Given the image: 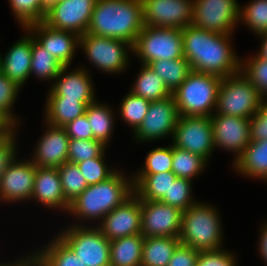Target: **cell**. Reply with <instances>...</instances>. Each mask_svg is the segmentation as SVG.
<instances>
[{"label":"cell","mask_w":267,"mask_h":266,"mask_svg":"<svg viewBox=\"0 0 267 266\" xmlns=\"http://www.w3.org/2000/svg\"><path fill=\"white\" fill-rule=\"evenodd\" d=\"M62 65L48 53L32 35V58L30 74L34 73L41 79L54 80L62 69Z\"/></svg>","instance_id":"cell-33"},{"label":"cell","mask_w":267,"mask_h":266,"mask_svg":"<svg viewBox=\"0 0 267 266\" xmlns=\"http://www.w3.org/2000/svg\"><path fill=\"white\" fill-rule=\"evenodd\" d=\"M206 160L187 150L173 146L172 172L177 178H187L191 180L201 173L206 166Z\"/></svg>","instance_id":"cell-34"},{"label":"cell","mask_w":267,"mask_h":266,"mask_svg":"<svg viewBox=\"0 0 267 266\" xmlns=\"http://www.w3.org/2000/svg\"><path fill=\"white\" fill-rule=\"evenodd\" d=\"M126 179L125 175L116 171L107 180L89 185L71 202L68 212L80 219H103L134 194L133 180Z\"/></svg>","instance_id":"cell-3"},{"label":"cell","mask_w":267,"mask_h":266,"mask_svg":"<svg viewBox=\"0 0 267 266\" xmlns=\"http://www.w3.org/2000/svg\"><path fill=\"white\" fill-rule=\"evenodd\" d=\"M214 146L236 153L234 163L250 143V121L247 118L214 114L211 115Z\"/></svg>","instance_id":"cell-16"},{"label":"cell","mask_w":267,"mask_h":266,"mask_svg":"<svg viewBox=\"0 0 267 266\" xmlns=\"http://www.w3.org/2000/svg\"><path fill=\"white\" fill-rule=\"evenodd\" d=\"M97 0H57L48 4L44 23L53 29L86 34Z\"/></svg>","instance_id":"cell-11"},{"label":"cell","mask_w":267,"mask_h":266,"mask_svg":"<svg viewBox=\"0 0 267 266\" xmlns=\"http://www.w3.org/2000/svg\"><path fill=\"white\" fill-rule=\"evenodd\" d=\"M234 256L226 250L200 252L195 266H236Z\"/></svg>","instance_id":"cell-47"},{"label":"cell","mask_w":267,"mask_h":266,"mask_svg":"<svg viewBox=\"0 0 267 266\" xmlns=\"http://www.w3.org/2000/svg\"><path fill=\"white\" fill-rule=\"evenodd\" d=\"M180 243L178 237H145L141 266H167Z\"/></svg>","instance_id":"cell-28"},{"label":"cell","mask_w":267,"mask_h":266,"mask_svg":"<svg viewBox=\"0 0 267 266\" xmlns=\"http://www.w3.org/2000/svg\"><path fill=\"white\" fill-rule=\"evenodd\" d=\"M97 226L109 240L141 234L140 199L133 194L124 203L114 208Z\"/></svg>","instance_id":"cell-17"},{"label":"cell","mask_w":267,"mask_h":266,"mask_svg":"<svg viewBox=\"0 0 267 266\" xmlns=\"http://www.w3.org/2000/svg\"><path fill=\"white\" fill-rule=\"evenodd\" d=\"M70 139L89 140L93 139V132L86 113L68 122L64 127Z\"/></svg>","instance_id":"cell-48"},{"label":"cell","mask_w":267,"mask_h":266,"mask_svg":"<svg viewBox=\"0 0 267 266\" xmlns=\"http://www.w3.org/2000/svg\"><path fill=\"white\" fill-rule=\"evenodd\" d=\"M11 9L22 27L44 21L48 0H9Z\"/></svg>","instance_id":"cell-36"},{"label":"cell","mask_w":267,"mask_h":266,"mask_svg":"<svg viewBox=\"0 0 267 266\" xmlns=\"http://www.w3.org/2000/svg\"><path fill=\"white\" fill-rule=\"evenodd\" d=\"M48 130L40 138L31 160L35 166L58 168L68 162L69 137L63 127L48 124Z\"/></svg>","instance_id":"cell-21"},{"label":"cell","mask_w":267,"mask_h":266,"mask_svg":"<svg viewBox=\"0 0 267 266\" xmlns=\"http://www.w3.org/2000/svg\"><path fill=\"white\" fill-rule=\"evenodd\" d=\"M58 236L86 266H110V241L98 227L76 224Z\"/></svg>","instance_id":"cell-8"},{"label":"cell","mask_w":267,"mask_h":266,"mask_svg":"<svg viewBox=\"0 0 267 266\" xmlns=\"http://www.w3.org/2000/svg\"><path fill=\"white\" fill-rule=\"evenodd\" d=\"M68 68L69 66L62 67L54 79L56 82L51 87L47 99H71L82 101L87 106L96 102L92 79L86 70L79 68L66 74Z\"/></svg>","instance_id":"cell-20"},{"label":"cell","mask_w":267,"mask_h":266,"mask_svg":"<svg viewBox=\"0 0 267 266\" xmlns=\"http://www.w3.org/2000/svg\"><path fill=\"white\" fill-rule=\"evenodd\" d=\"M173 146L203 157L207 162L214 146L210 117L179 116Z\"/></svg>","instance_id":"cell-12"},{"label":"cell","mask_w":267,"mask_h":266,"mask_svg":"<svg viewBox=\"0 0 267 266\" xmlns=\"http://www.w3.org/2000/svg\"><path fill=\"white\" fill-rule=\"evenodd\" d=\"M2 74V57L0 55V75Z\"/></svg>","instance_id":"cell-54"},{"label":"cell","mask_w":267,"mask_h":266,"mask_svg":"<svg viewBox=\"0 0 267 266\" xmlns=\"http://www.w3.org/2000/svg\"><path fill=\"white\" fill-rule=\"evenodd\" d=\"M54 1H57V0H48V3H50V2H54Z\"/></svg>","instance_id":"cell-55"},{"label":"cell","mask_w":267,"mask_h":266,"mask_svg":"<svg viewBox=\"0 0 267 266\" xmlns=\"http://www.w3.org/2000/svg\"><path fill=\"white\" fill-rule=\"evenodd\" d=\"M0 266H30V256H27L25 259L22 258V261L20 259V261L18 260V262L12 263L11 265L3 263L2 265L0 264Z\"/></svg>","instance_id":"cell-52"},{"label":"cell","mask_w":267,"mask_h":266,"mask_svg":"<svg viewBox=\"0 0 267 266\" xmlns=\"http://www.w3.org/2000/svg\"><path fill=\"white\" fill-rule=\"evenodd\" d=\"M20 87L9 80L5 75H0V117L11 127H17V118L12 115L14 100L18 95Z\"/></svg>","instance_id":"cell-41"},{"label":"cell","mask_w":267,"mask_h":266,"mask_svg":"<svg viewBox=\"0 0 267 266\" xmlns=\"http://www.w3.org/2000/svg\"><path fill=\"white\" fill-rule=\"evenodd\" d=\"M144 26L183 29L192 25L193 0H142Z\"/></svg>","instance_id":"cell-13"},{"label":"cell","mask_w":267,"mask_h":266,"mask_svg":"<svg viewBox=\"0 0 267 266\" xmlns=\"http://www.w3.org/2000/svg\"><path fill=\"white\" fill-rule=\"evenodd\" d=\"M162 79L168 90L173 93L191 72L189 62L183 57L172 60H156L148 64Z\"/></svg>","instance_id":"cell-30"},{"label":"cell","mask_w":267,"mask_h":266,"mask_svg":"<svg viewBox=\"0 0 267 266\" xmlns=\"http://www.w3.org/2000/svg\"><path fill=\"white\" fill-rule=\"evenodd\" d=\"M230 36L193 25L183 28V56L189 62L191 71L220 78L241 72V59L239 60L229 45Z\"/></svg>","instance_id":"cell-1"},{"label":"cell","mask_w":267,"mask_h":266,"mask_svg":"<svg viewBox=\"0 0 267 266\" xmlns=\"http://www.w3.org/2000/svg\"><path fill=\"white\" fill-rule=\"evenodd\" d=\"M30 257V266H86L59 237Z\"/></svg>","instance_id":"cell-26"},{"label":"cell","mask_w":267,"mask_h":266,"mask_svg":"<svg viewBox=\"0 0 267 266\" xmlns=\"http://www.w3.org/2000/svg\"><path fill=\"white\" fill-rule=\"evenodd\" d=\"M173 145L151 150L145 160V166L138 174H155L172 171Z\"/></svg>","instance_id":"cell-42"},{"label":"cell","mask_w":267,"mask_h":266,"mask_svg":"<svg viewBox=\"0 0 267 266\" xmlns=\"http://www.w3.org/2000/svg\"><path fill=\"white\" fill-rule=\"evenodd\" d=\"M57 169L64 198L71 204L88 187V184L76 163L65 162Z\"/></svg>","instance_id":"cell-35"},{"label":"cell","mask_w":267,"mask_h":266,"mask_svg":"<svg viewBox=\"0 0 267 266\" xmlns=\"http://www.w3.org/2000/svg\"><path fill=\"white\" fill-rule=\"evenodd\" d=\"M216 208L195 203L182 212L179 240L200 252L221 250L222 228Z\"/></svg>","instance_id":"cell-4"},{"label":"cell","mask_w":267,"mask_h":266,"mask_svg":"<svg viewBox=\"0 0 267 266\" xmlns=\"http://www.w3.org/2000/svg\"><path fill=\"white\" fill-rule=\"evenodd\" d=\"M233 166L243 175L267 181V140L250 141Z\"/></svg>","instance_id":"cell-25"},{"label":"cell","mask_w":267,"mask_h":266,"mask_svg":"<svg viewBox=\"0 0 267 266\" xmlns=\"http://www.w3.org/2000/svg\"><path fill=\"white\" fill-rule=\"evenodd\" d=\"M132 87L130 92L150 102L162 100L172 95L157 73L145 64H143Z\"/></svg>","instance_id":"cell-31"},{"label":"cell","mask_w":267,"mask_h":266,"mask_svg":"<svg viewBox=\"0 0 267 266\" xmlns=\"http://www.w3.org/2000/svg\"><path fill=\"white\" fill-rule=\"evenodd\" d=\"M132 53L145 65L156 60L183 58L182 29L144 26Z\"/></svg>","instance_id":"cell-7"},{"label":"cell","mask_w":267,"mask_h":266,"mask_svg":"<svg viewBox=\"0 0 267 266\" xmlns=\"http://www.w3.org/2000/svg\"><path fill=\"white\" fill-rule=\"evenodd\" d=\"M36 166L31 160H14L0 179V200L20 201L32 197Z\"/></svg>","instance_id":"cell-19"},{"label":"cell","mask_w":267,"mask_h":266,"mask_svg":"<svg viewBox=\"0 0 267 266\" xmlns=\"http://www.w3.org/2000/svg\"><path fill=\"white\" fill-rule=\"evenodd\" d=\"M200 251L180 243L174 251L167 266H195Z\"/></svg>","instance_id":"cell-49"},{"label":"cell","mask_w":267,"mask_h":266,"mask_svg":"<svg viewBox=\"0 0 267 266\" xmlns=\"http://www.w3.org/2000/svg\"><path fill=\"white\" fill-rule=\"evenodd\" d=\"M150 101L129 92L121 103L120 114L133 131H135L143 122L144 117L147 115Z\"/></svg>","instance_id":"cell-37"},{"label":"cell","mask_w":267,"mask_h":266,"mask_svg":"<svg viewBox=\"0 0 267 266\" xmlns=\"http://www.w3.org/2000/svg\"><path fill=\"white\" fill-rule=\"evenodd\" d=\"M104 154L105 153L100 157L91 158L77 163L88 186L103 182L116 172L106 166V163H104Z\"/></svg>","instance_id":"cell-44"},{"label":"cell","mask_w":267,"mask_h":266,"mask_svg":"<svg viewBox=\"0 0 267 266\" xmlns=\"http://www.w3.org/2000/svg\"><path fill=\"white\" fill-rule=\"evenodd\" d=\"M45 206L69 211L70 203L64 198L60 174L57 168L36 166L31 199Z\"/></svg>","instance_id":"cell-22"},{"label":"cell","mask_w":267,"mask_h":266,"mask_svg":"<svg viewBox=\"0 0 267 266\" xmlns=\"http://www.w3.org/2000/svg\"><path fill=\"white\" fill-rule=\"evenodd\" d=\"M260 235L259 252L267 263V224L263 227Z\"/></svg>","instance_id":"cell-50"},{"label":"cell","mask_w":267,"mask_h":266,"mask_svg":"<svg viewBox=\"0 0 267 266\" xmlns=\"http://www.w3.org/2000/svg\"><path fill=\"white\" fill-rule=\"evenodd\" d=\"M10 128L11 126L2 117H0V136Z\"/></svg>","instance_id":"cell-53"},{"label":"cell","mask_w":267,"mask_h":266,"mask_svg":"<svg viewBox=\"0 0 267 266\" xmlns=\"http://www.w3.org/2000/svg\"><path fill=\"white\" fill-rule=\"evenodd\" d=\"M141 234L145 237H179L182 211L161 201L140 200Z\"/></svg>","instance_id":"cell-14"},{"label":"cell","mask_w":267,"mask_h":266,"mask_svg":"<svg viewBox=\"0 0 267 266\" xmlns=\"http://www.w3.org/2000/svg\"><path fill=\"white\" fill-rule=\"evenodd\" d=\"M221 80L216 75L191 71L172 93L179 116L211 117L217 108Z\"/></svg>","instance_id":"cell-5"},{"label":"cell","mask_w":267,"mask_h":266,"mask_svg":"<svg viewBox=\"0 0 267 266\" xmlns=\"http://www.w3.org/2000/svg\"><path fill=\"white\" fill-rule=\"evenodd\" d=\"M86 108L87 105L82 101L47 99L45 107L46 123L54 127H64L68 122L85 114Z\"/></svg>","instance_id":"cell-29"},{"label":"cell","mask_w":267,"mask_h":266,"mask_svg":"<svg viewBox=\"0 0 267 266\" xmlns=\"http://www.w3.org/2000/svg\"><path fill=\"white\" fill-rule=\"evenodd\" d=\"M143 27L142 0H97L86 33L121 39L133 46Z\"/></svg>","instance_id":"cell-2"},{"label":"cell","mask_w":267,"mask_h":266,"mask_svg":"<svg viewBox=\"0 0 267 266\" xmlns=\"http://www.w3.org/2000/svg\"><path fill=\"white\" fill-rule=\"evenodd\" d=\"M159 201L166 205L173 206L180 211H186L195 201L191 197V180L187 178H177L168 190V195H164Z\"/></svg>","instance_id":"cell-39"},{"label":"cell","mask_w":267,"mask_h":266,"mask_svg":"<svg viewBox=\"0 0 267 266\" xmlns=\"http://www.w3.org/2000/svg\"><path fill=\"white\" fill-rule=\"evenodd\" d=\"M239 19L255 34L267 33V0H253L243 10L240 7Z\"/></svg>","instance_id":"cell-38"},{"label":"cell","mask_w":267,"mask_h":266,"mask_svg":"<svg viewBox=\"0 0 267 266\" xmlns=\"http://www.w3.org/2000/svg\"><path fill=\"white\" fill-rule=\"evenodd\" d=\"M15 127H11L0 136V179L6 168L15 160Z\"/></svg>","instance_id":"cell-45"},{"label":"cell","mask_w":267,"mask_h":266,"mask_svg":"<svg viewBox=\"0 0 267 266\" xmlns=\"http://www.w3.org/2000/svg\"><path fill=\"white\" fill-rule=\"evenodd\" d=\"M31 58L32 33L12 45L2 58V74L22 87L30 75Z\"/></svg>","instance_id":"cell-23"},{"label":"cell","mask_w":267,"mask_h":266,"mask_svg":"<svg viewBox=\"0 0 267 266\" xmlns=\"http://www.w3.org/2000/svg\"><path fill=\"white\" fill-rule=\"evenodd\" d=\"M179 113L174 97L151 102L147 115L141 125L134 131L138 141H152L167 135H173Z\"/></svg>","instance_id":"cell-15"},{"label":"cell","mask_w":267,"mask_h":266,"mask_svg":"<svg viewBox=\"0 0 267 266\" xmlns=\"http://www.w3.org/2000/svg\"><path fill=\"white\" fill-rule=\"evenodd\" d=\"M80 47L92 63L104 72L119 73L128 66L127 47L132 52V45L121 39L84 34L79 38Z\"/></svg>","instance_id":"cell-10"},{"label":"cell","mask_w":267,"mask_h":266,"mask_svg":"<svg viewBox=\"0 0 267 266\" xmlns=\"http://www.w3.org/2000/svg\"><path fill=\"white\" fill-rule=\"evenodd\" d=\"M260 36L263 38L262 39L263 42L260 47L261 50L256 56L267 61V33L260 34Z\"/></svg>","instance_id":"cell-51"},{"label":"cell","mask_w":267,"mask_h":266,"mask_svg":"<svg viewBox=\"0 0 267 266\" xmlns=\"http://www.w3.org/2000/svg\"><path fill=\"white\" fill-rule=\"evenodd\" d=\"M85 113L93 132V139L106 146L112 136L111 131L114 124L111 109L107 105L94 102L87 106Z\"/></svg>","instance_id":"cell-32"},{"label":"cell","mask_w":267,"mask_h":266,"mask_svg":"<svg viewBox=\"0 0 267 266\" xmlns=\"http://www.w3.org/2000/svg\"><path fill=\"white\" fill-rule=\"evenodd\" d=\"M105 145L95 139H69L68 162L79 163L91 158L100 157L105 151Z\"/></svg>","instance_id":"cell-40"},{"label":"cell","mask_w":267,"mask_h":266,"mask_svg":"<svg viewBox=\"0 0 267 266\" xmlns=\"http://www.w3.org/2000/svg\"><path fill=\"white\" fill-rule=\"evenodd\" d=\"M176 179L177 176L172 171L134 175V194L140 200L159 201L164 195H168L170 185Z\"/></svg>","instance_id":"cell-24"},{"label":"cell","mask_w":267,"mask_h":266,"mask_svg":"<svg viewBox=\"0 0 267 266\" xmlns=\"http://www.w3.org/2000/svg\"><path fill=\"white\" fill-rule=\"evenodd\" d=\"M264 98L261 107L249 119L250 121V140H267V100Z\"/></svg>","instance_id":"cell-46"},{"label":"cell","mask_w":267,"mask_h":266,"mask_svg":"<svg viewBox=\"0 0 267 266\" xmlns=\"http://www.w3.org/2000/svg\"><path fill=\"white\" fill-rule=\"evenodd\" d=\"M25 29L29 33L35 31L32 32V35L36 34L34 39L63 67L70 65L80 36L71 31L53 29L43 21L28 25Z\"/></svg>","instance_id":"cell-18"},{"label":"cell","mask_w":267,"mask_h":266,"mask_svg":"<svg viewBox=\"0 0 267 266\" xmlns=\"http://www.w3.org/2000/svg\"><path fill=\"white\" fill-rule=\"evenodd\" d=\"M236 0H193L192 25L209 32L231 35L240 19Z\"/></svg>","instance_id":"cell-9"},{"label":"cell","mask_w":267,"mask_h":266,"mask_svg":"<svg viewBox=\"0 0 267 266\" xmlns=\"http://www.w3.org/2000/svg\"><path fill=\"white\" fill-rule=\"evenodd\" d=\"M143 240L136 234L110 241V266H141Z\"/></svg>","instance_id":"cell-27"},{"label":"cell","mask_w":267,"mask_h":266,"mask_svg":"<svg viewBox=\"0 0 267 266\" xmlns=\"http://www.w3.org/2000/svg\"><path fill=\"white\" fill-rule=\"evenodd\" d=\"M263 95L241 72L222 78L216 114L250 119L261 107Z\"/></svg>","instance_id":"cell-6"},{"label":"cell","mask_w":267,"mask_h":266,"mask_svg":"<svg viewBox=\"0 0 267 266\" xmlns=\"http://www.w3.org/2000/svg\"><path fill=\"white\" fill-rule=\"evenodd\" d=\"M241 62V72L264 98L267 97V61L255 55L250 60H246V64Z\"/></svg>","instance_id":"cell-43"}]
</instances>
